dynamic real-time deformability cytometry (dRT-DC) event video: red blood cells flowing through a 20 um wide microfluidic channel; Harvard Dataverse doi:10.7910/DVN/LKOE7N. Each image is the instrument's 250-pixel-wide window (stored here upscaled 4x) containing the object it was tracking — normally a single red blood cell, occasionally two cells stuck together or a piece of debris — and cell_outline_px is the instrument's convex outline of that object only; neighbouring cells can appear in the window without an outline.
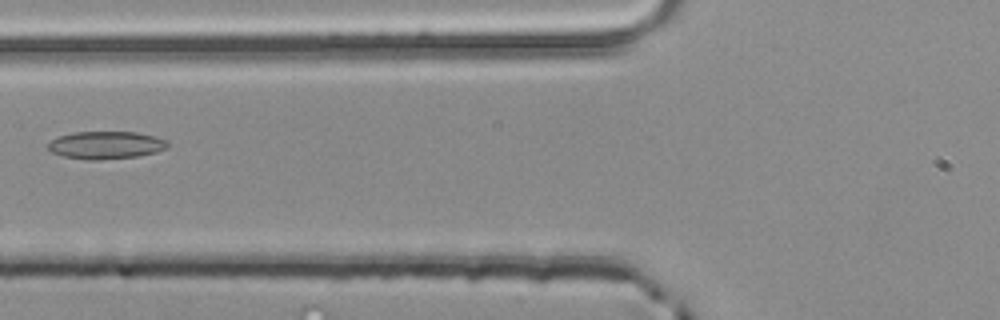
{"species": "common noctule bat (a hibernating species)", "species_latin": "Nyctalus noctula", "temperature_condition": "room temperature", "stored_images_in_passage": 4, "camera_frame_rate_fps": 3000, "um_per_image_px": 0.085, "animal": {"sex": "male", "body_mass_g": 20.4}, "frame": {"image": 1, "passage_image": 4, "time_ms": 1.0, "image_size_px": [1000, 320], "cell_outline_px": [[168, 148], [156, 152], [136, 156], [100, 160], [88, 160], [64, 156], [52, 152], [48, 148], [48, 144], [52, 140], [60, 136], [72, 132], [136, 132], [168, 140]], "centroid_in_image_um": [9.02, 12.33], "position_along_channel_um": 116.8, "area_um2": 19.13}}